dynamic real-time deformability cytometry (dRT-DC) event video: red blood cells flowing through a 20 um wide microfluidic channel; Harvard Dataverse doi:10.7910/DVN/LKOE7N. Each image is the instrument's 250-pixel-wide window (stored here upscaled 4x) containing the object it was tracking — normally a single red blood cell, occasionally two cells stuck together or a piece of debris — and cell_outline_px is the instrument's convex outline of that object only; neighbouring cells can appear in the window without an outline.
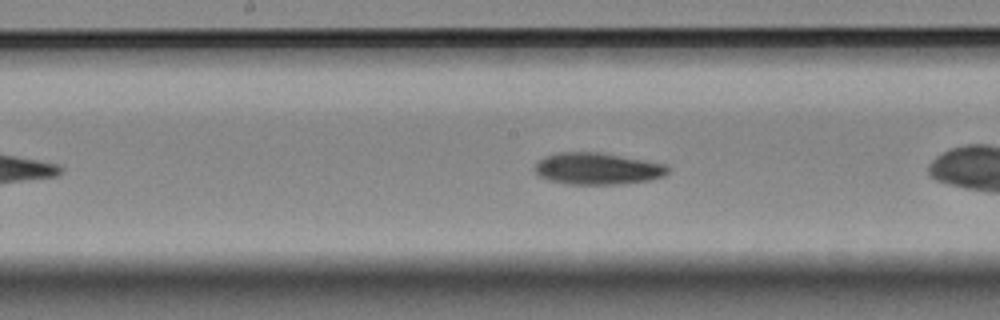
{"species": "Egyptian fruit bat (a non-hibernating species)", "species_latin": "Rousettus aegyptiacus", "temperature_condition": "room temperature", "stored_images_in_passage": 41, "camera_frame_rate_fps": 3000, "um_per_image_px": 0.085, "animal": {"sex": "female"}, "frame": {"image": 1, "passage_image": 12, "time_ms": 3.667, "image_size_px": [1000, 320], "cell_outline_px": [[672, 168], [664, 176], [648, 180], [620, 184], [568, 184], [548, 180], [536, 176], [532, 168], [544, 156], [556, 152], [600, 152], [668, 164]], "centroid_in_image_um": [50.76, 14.33], "position_along_channel_um": 197.4, "area_um2": 25.03}}
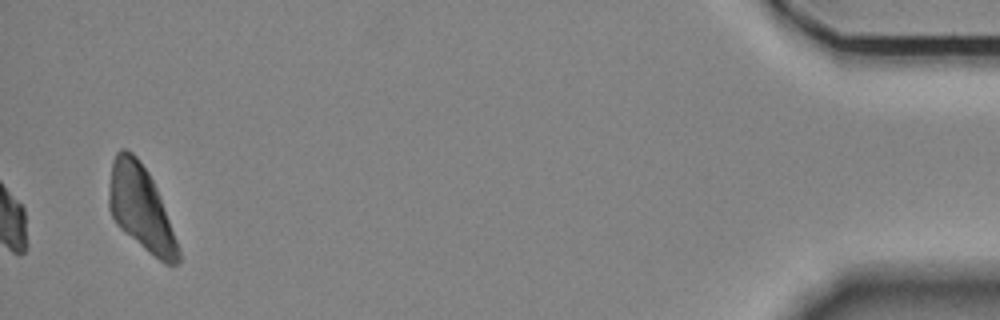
{"frame": {"image": 2, "passage_image": 41, "time_ms": 13.333, "image_size_px": [1000, 320], "cell_outline_px": [[180, 260], [176, 264], [164, 264], [148, 252], [120, 228], [116, 224], [108, 208], [108, 192], [112, 160], [116, 152], [120, 148], [124, 148], [132, 152], [136, 156], [148, 172], [156, 188], [176, 240], [180, 252]], "centroid_in_image_um": [11.93, 17.67], "position_along_channel_um": 423.3, "area_um2": 33.87}, "authors_computed_cell_mechanics": {"area_um2": 24.1604, "velocity_mm_per_s": 3.5427, "shape_relaxation_time_tau1_ms": 6.1462, "shape_relaxation_time_tau2_ms": 11.3903, "deformation_change_tau1": 0.1364, "deformation_change_tau2": 0.1593}}